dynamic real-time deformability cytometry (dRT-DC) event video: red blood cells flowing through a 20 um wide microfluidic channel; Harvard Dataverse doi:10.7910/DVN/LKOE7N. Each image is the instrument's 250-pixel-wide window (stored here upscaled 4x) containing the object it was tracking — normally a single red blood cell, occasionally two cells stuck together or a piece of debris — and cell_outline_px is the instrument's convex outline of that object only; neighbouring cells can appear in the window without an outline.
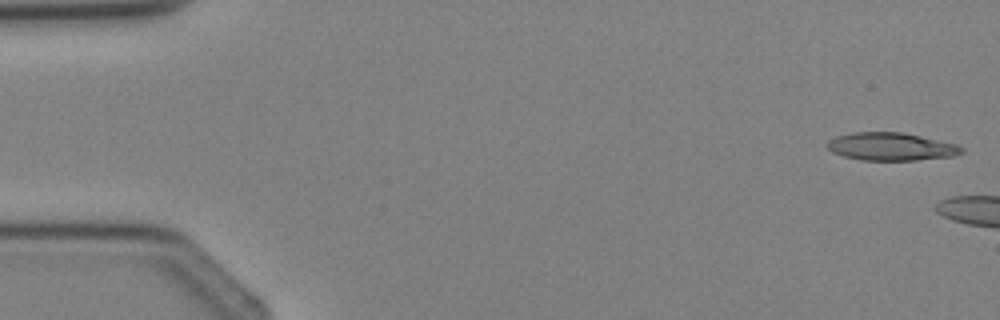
{"species": "Egyptian fruit bat (a non-hibernating species)", "species_latin": "Rousettus aegyptiacus", "temperature_condition": "cold", "stored_images_in_passage": 8, "camera_frame_rate_fps": 3000, "um_per_image_px": 0.085, "animal": {"sex": "female"}, "frame": {"image": 1, "passage_image": 1, "time_ms": 0.0, "image_size_px": [1000, 320], "cell_outline_px": [[964, 152], [956, 156], [916, 160], [860, 160], [844, 156], [832, 152], [824, 144], [828, 140], [836, 136], [852, 132], [904, 132], [956, 144], [964, 148]], "centroid_in_image_um": [75.74, 12.46], "position_along_channel_um": 9.3, "area_um2": 22.02}}